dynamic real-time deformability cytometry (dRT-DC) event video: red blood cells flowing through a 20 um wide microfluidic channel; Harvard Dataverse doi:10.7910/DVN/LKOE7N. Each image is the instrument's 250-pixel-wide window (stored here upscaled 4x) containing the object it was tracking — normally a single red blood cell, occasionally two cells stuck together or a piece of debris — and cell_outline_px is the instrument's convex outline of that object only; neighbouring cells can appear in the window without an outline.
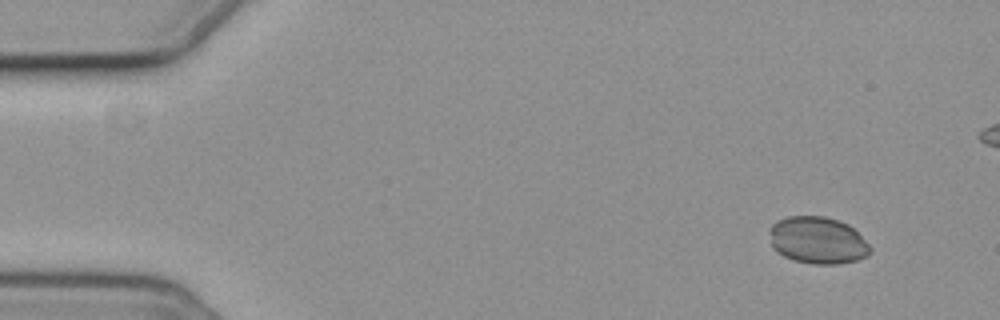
{"species": "common noctule bat (a hibernating species)", "species_latin": "Nyctalus noctula", "temperature_condition": "cold", "stored_images_in_passage": 8, "camera_frame_rate_fps": 3000, "um_per_image_px": 0.085, "animal": {"sex": "female", "body_mass_g": 19.3, "forearm_length_mm": 54.1}, "frame": {"image": 1, "passage_image": 1, "time_ms": 0.0, "image_size_px": [1000, 320], "cell_outline_px": [[872, 252], [868, 256], [856, 260], [840, 264], [812, 264], [792, 260], [776, 252], [772, 248], [768, 232], [768, 228], [776, 220], [788, 216], [824, 216], [848, 224], [872, 248]], "centroid_in_image_um": [69.45, 20.43], "position_along_channel_um": 15.5, "area_um2": 27.92}}
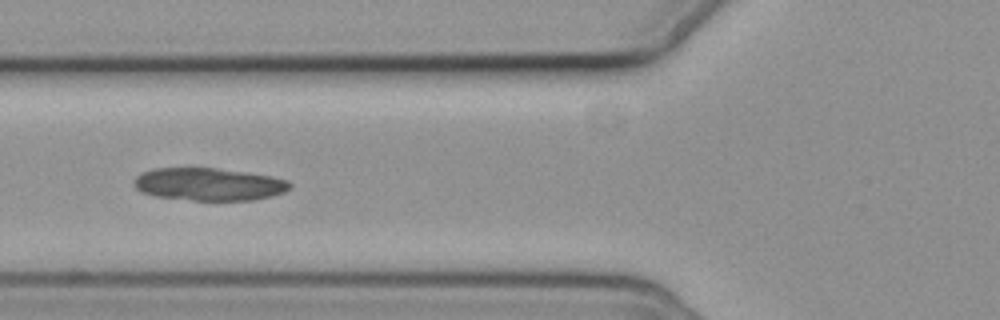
{"frame": {"image": 2, "passage_image": 6, "time_ms": 5.667, "image_size_px": [1000, 320], "cell_outline_px": [[292, 184], [284, 192], [272, 196], [252, 200], [192, 200], [156, 196], [140, 192], [132, 184], [132, 180], [136, 176], [152, 168], [216, 168], [248, 172], [272, 176], [288, 180]], "centroid_in_image_um": [17.73, 15.65], "position_along_channel_um": 108.1, "area_um2": 29.77}}
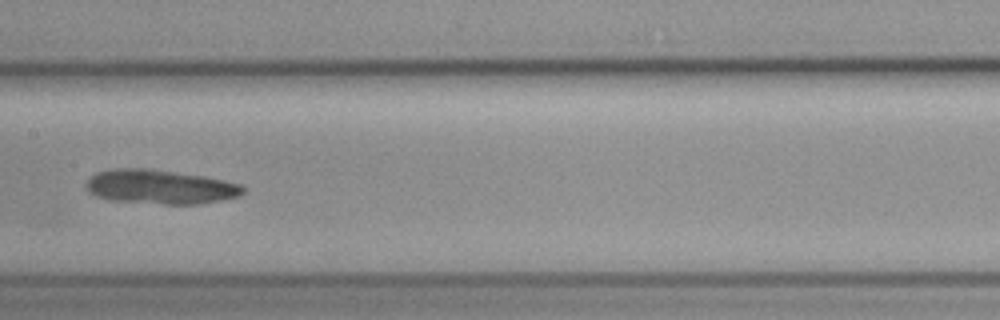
{"frame": {"image": 3, "passage_image": 8, "time_ms": 8.0, "image_size_px": [1000, 320], "cell_outline_px": [[244, 192], [240, 196], [200, 204], [164, 204], [108, 200], [96, 196], [88, 192], [88, 180], [96, 172], [112, 168], [144, 168], [204, 176], [224, 180], [240, 184], [244, 188]], "centroid_in_image_um": [13.61, 15.89], "position_along_channel_um": 193.8, "area_um2": 31.21}}